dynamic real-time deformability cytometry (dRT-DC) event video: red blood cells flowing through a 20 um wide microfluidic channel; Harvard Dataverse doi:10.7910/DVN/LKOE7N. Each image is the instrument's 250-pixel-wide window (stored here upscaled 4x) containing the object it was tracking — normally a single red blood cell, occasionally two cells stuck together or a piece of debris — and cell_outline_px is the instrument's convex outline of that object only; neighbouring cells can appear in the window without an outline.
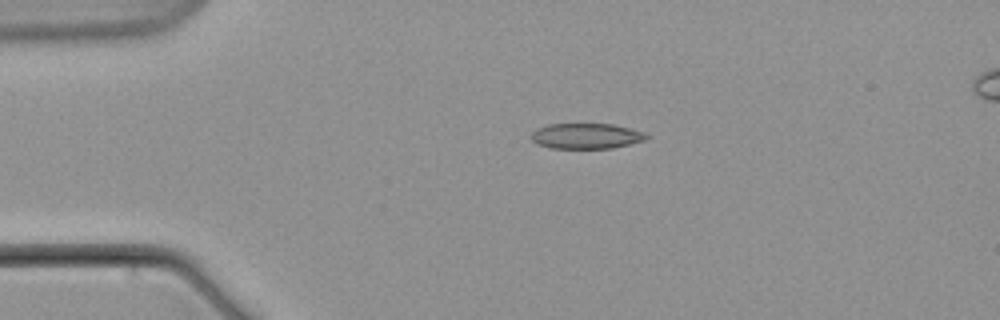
{"species": "common noctule bat (a hibernating species)", "species_latin": "Nyctalus noctula", "temperature_condition": "warm", "stored_images_in_passage": 4, "camera_frame_rate_fps": 3000, "um_per_image_px": 0.085, "animal": {"sex": "male", "body_mass_g": 21.5, "forearm_length_mm": 52.0}, "frame": {"image": 1, "passage_image": 1, "time_ms": 0.0, "image_size_px": [1000, 320], "cell_outline_px": [[648, 136], [644, 140], [612, 148], [548, 148], [536, 144], [532, 140], [532, 132], [536, 128], [548, 124], [612, 124], [644, 132]], "centroid_in_image_um": [49.77, 11.56], "position_along_channel_um": 35.2, "area_um2": 16.99}}
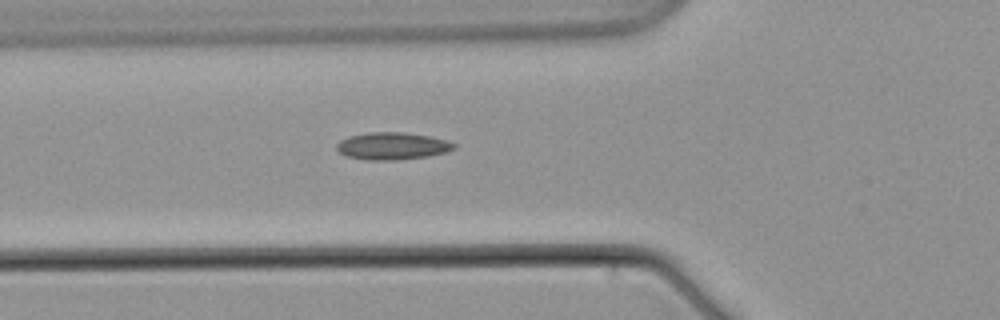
{"frame": {"image": 2, "passage_image": 4, "time_ms": 3.333, "image_size_px": [1000, 320], "cell_outline_px": [[456, 148], [444, 152], [428, 156], [400, 160], [364, 160], [344, 156], [336, 148], [336, 144], [340, 140], [348, 136], [368, 132], [404, 132], [428, 136], [448, 140], [456, 144]], "centroid_in_image_um": [33.31, 12.41], "position_along_channel_um": 92.5, "area_um2": 18.84}}